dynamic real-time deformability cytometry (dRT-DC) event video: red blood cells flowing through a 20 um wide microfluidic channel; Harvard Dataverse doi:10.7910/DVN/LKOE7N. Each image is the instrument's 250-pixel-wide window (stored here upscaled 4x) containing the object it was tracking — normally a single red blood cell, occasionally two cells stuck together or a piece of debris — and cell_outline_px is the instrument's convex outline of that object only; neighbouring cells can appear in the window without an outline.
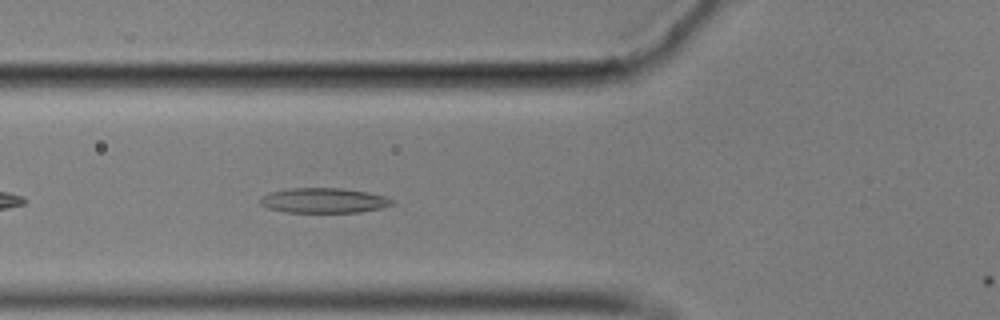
{"species": "common noctule bat (a hibernating species)", "species_latin": "Nyctalus noctula", "temperature_condition": "cold", "stored_images_in_passage": 6, "camera_frame_rate_fps": 3000, "um_per_image_px": 0.085, "animal": {"sex": "male", "body_mass_g": 17.9}, "frame": {"image": 1, "passage_image": 5, "time_ms": 1.333, "image_size_px": [1000, 320], "cell_outline_px": [[396, 204], [380, 208], [360, 212], [284, 212], [268, 208], [260, 204], [260, 196], [268, 192], [288, 188], [340, 188], [368, 192], [384, 196], [396, 200]], "centroid_in_image_um": [27.52, 17.03], "position_along_channel_um": 98.3, "area_um2": 19.42}}